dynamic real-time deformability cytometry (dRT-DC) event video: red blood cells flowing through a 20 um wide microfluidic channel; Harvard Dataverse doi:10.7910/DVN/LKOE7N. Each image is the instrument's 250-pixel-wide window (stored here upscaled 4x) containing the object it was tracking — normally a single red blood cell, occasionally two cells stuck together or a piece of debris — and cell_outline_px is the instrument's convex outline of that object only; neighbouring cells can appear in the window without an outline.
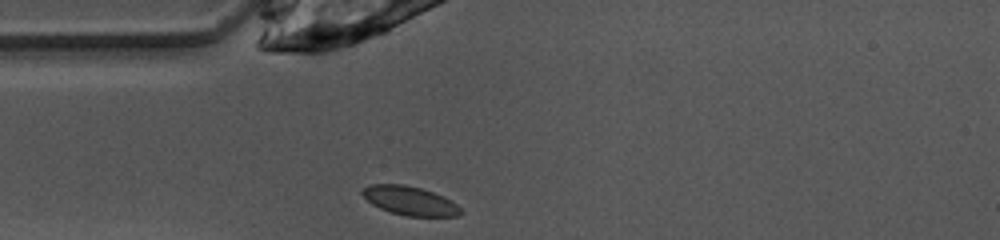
{"species": "common noctule bat (a hibernating species)", "species_latin": "Nyctalus noctula", "temperature_condition": "warm", "stored_images_in_passage": 38, "camera_frame_rate_fps": 3000, "um_per_image_px": 0.085, "animal": {"sex": "female", "body_mass_g": 10.0, "forearm_length_mm": 53.1}, "frame": {"image": 1, "passage_image": 1, "time_ms": 0.0, "image_size_px": [1000, 240], "cell_outline_px": [[464, 212], [456, 216], [408, 216], [392, 212], [380, 208], [372, 204], [360, 192], [360, 188], [368, 184], [404, 184], [420, 188], [432, 192], [456, 204]], "centroid_in_image_um": [34.78, 17.05], "position_along_channel_um": 50.2, "area_um2": 16.36}}
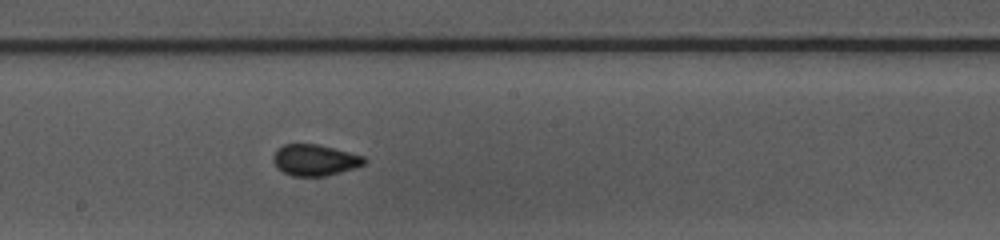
{"frame": {"image": 2, "passage_image": 14, "time_ms": 4.333, "image_size_px": [1000, 240], "cell_outline_px": [[368, 160], [364, 164], [356, 168], [328, 176], [292, 176], [276, 168], [272, 160], [272, 156], [284, 144], [316, 144], [364, 156]], "centroid_in_image_um": [26.77, 13.62], "position_along_channel_um": 221.4, "area_um2": 16.59}}
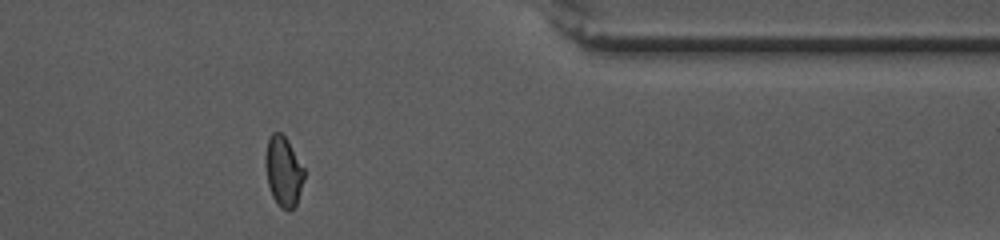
{"frame": {"image": 3, "passage_image": 28, "time_ms": 9.0, "image_size_px": [1000, 240], "cell_outline_px": [[304, 180], [296, 204], [288, 212], [280, 208], [272, 196], [268, 184], [264, 164], [264, 156], [268, 140], [272, 132], [280, 132], [288, 140], [304, 168]], "centroid_in_image_um": [24.07, 14.57], "position_along_channel_um": 387.3, "area_um2": 15.95}, "authors_computed_cell_mechanics": {"area_um2": 16.1262, "velocity_mm_per_s": 4.0218, "shape_relaxation_time_tau1_ms": 7.4868, "shape_relaxation_time_tau2_ms": null, "deformation_change_tau1": 0.1181, "deformation_change_tau2": null}}